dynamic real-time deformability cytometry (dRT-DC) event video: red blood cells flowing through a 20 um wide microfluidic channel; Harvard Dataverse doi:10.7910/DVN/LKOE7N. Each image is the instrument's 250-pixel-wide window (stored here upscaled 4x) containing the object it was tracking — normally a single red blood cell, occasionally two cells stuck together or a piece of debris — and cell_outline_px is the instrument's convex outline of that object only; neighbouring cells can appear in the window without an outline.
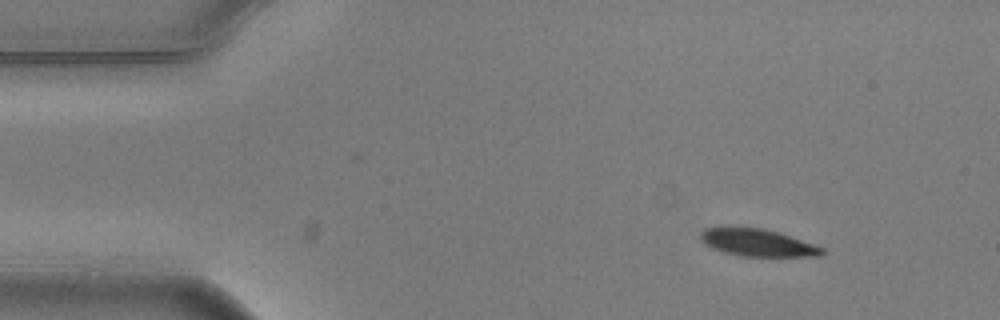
{"species": "common noctule bat (a hibernating species)", "species_latin": "Nyctalus noctula", "temperature_condition": "warm", "stored_images_in_passage": 3, "camera_frame_rate_fps": 3000, "um_per_image_px": 0.085, "animal": {"sex": "male", "body_mass_g": 20.5, "forearm_length_mm": 52.5}, "frame": {"image": 1, "passage_image": 1, "time_ms": 0.0, "image_size_px": [1000, 320], "cell_outline_px": [[824, 252], [820, 256], [740, 256], [724, 252], [712, 248], [704, 244], [700, 240], [700, 232], [704, 228], [720, 224], [728, 224], [764, 228], [780, 232], [824, 248]], "centroid_in_image_um": [64.27, 20.56], "position_along_channel_um": 20.7, "area_um2": 20.17}}